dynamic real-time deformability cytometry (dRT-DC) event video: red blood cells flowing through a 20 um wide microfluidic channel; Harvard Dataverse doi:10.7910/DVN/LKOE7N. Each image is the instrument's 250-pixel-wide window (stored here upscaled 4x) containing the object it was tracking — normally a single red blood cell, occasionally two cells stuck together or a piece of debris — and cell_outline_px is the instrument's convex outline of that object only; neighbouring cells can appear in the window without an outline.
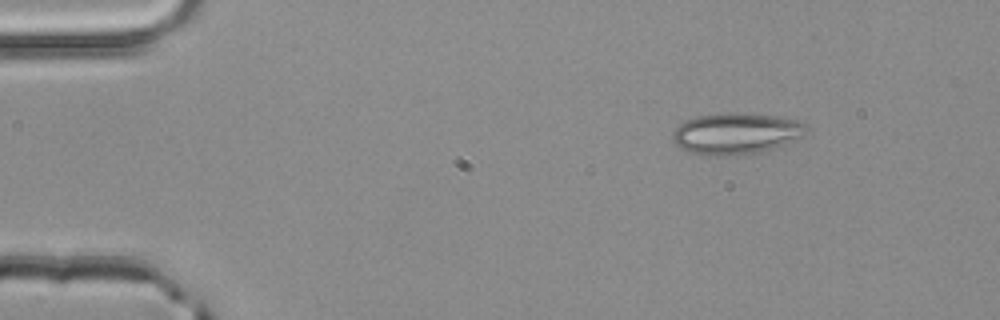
{"species": "common noctule bat (a hibernating species)", "species_latin": "Nyctalus noctula", "temperature_condition": "room temperature", "stored_images_in_passage": 9, "camera_frame_rate_fps": 3000, "um_per_image_px": 0.085, "animal": {"sex": "male", "body_mass_g": 20.4}, "frame": {"image": 1, "passage_image": 1, "time_ms": 0.0, "image_size_px": [1000, 320], "cell_outline_px": [[808, 128], [800, 136], [760, 152], [736, 156], [708, 156], [688, 152], [680, 148], [672, 140], [672, 132], [684, 120], [696, 116], [720, 112], [736, 112], [776, 116], [796, 120], [808, 124]], "centroid_in_image_um": [62.47, 11.34], "position_along_channel_um": 22.5, "area_um2": 32.31}}